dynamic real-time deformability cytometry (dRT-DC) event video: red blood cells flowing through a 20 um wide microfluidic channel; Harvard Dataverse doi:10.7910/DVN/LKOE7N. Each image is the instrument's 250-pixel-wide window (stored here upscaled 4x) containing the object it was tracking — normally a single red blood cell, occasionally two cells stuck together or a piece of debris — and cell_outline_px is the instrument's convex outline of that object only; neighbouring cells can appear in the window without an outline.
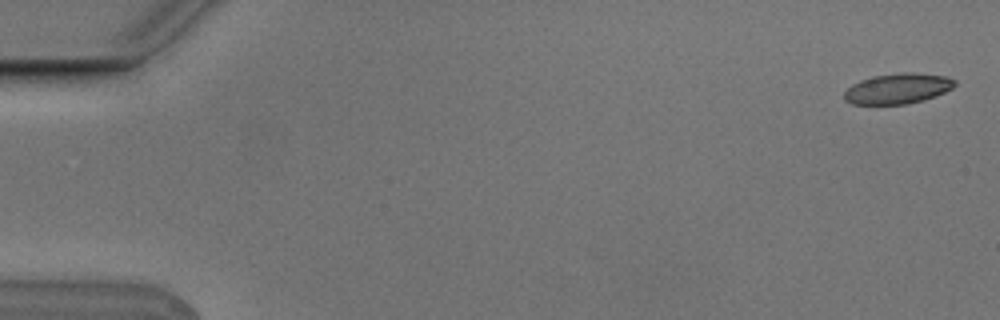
{"species": "Egyptian fruit bat (a non-hibernating species)", "species_latin": "Rousettus aegyptiacus", "temperature_condition": "cold", "stored_images_in_passage": 6, "camera_frame_rate_fps": 3000, "um_per_image_px": 0.085, "animal": {"sex": "male"}, "frame": {"image": 1, "passage_image": 1, "time_ms": 0.0, "image_size_px": [1000, 320], "cell_outline_px": [[956, 84], [952, 88], [936, 96], [924, 100], [904, 104], [852, 104], [844, 100], [844, 92], [852, 84], [860, 80], [872, 76], [900, 72], [916, 72], [948, 76], [956, 80]], "centroid_in_image_um": [76.32, 7.51], "position_along_channel_um": 8.7, "area_um2": 19.83}}
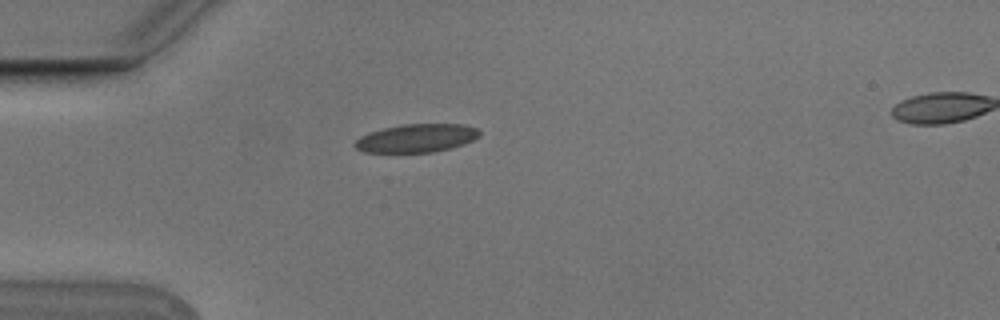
{"frame": {"image": 2, "passage_image": 5, "time_ms": 1.333, "image_size_px": [1000, 320], "cell_outline_px": [[480, 136], [464, 144], [452, 148], [432, 152], [364, 152], [356, 148], [352, 144], [360, 136], [368, 132], [384, 128], [404, 124], [464, 124], [476, 128], [480, 132]], "centroid_in_image_um": [35.4, 11.74], "position_along_channel_um": 49.6, "area_um2": 20.58}}